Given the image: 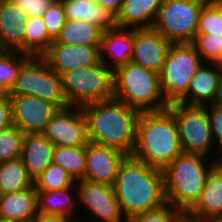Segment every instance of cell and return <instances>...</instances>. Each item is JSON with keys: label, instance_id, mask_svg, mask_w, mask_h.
<instances>
[{"label": "cell", "instance_id": "1", "mask_svg": "<svg viewBox=\"0 0 222 222\" xmlns=\"http://www.w3.org/2000/svg\"><path fill=\"white\" fill-rule=\"evenodd\" d=\"M113 189L125 219L167 203L162 170L132 155L121 161Z\"/></svg>", "mask_w": 222, "mask_h": 222}, {"label": "cell", "instance_id": "2", "mask_svg": "<svg viewBox=\"0 0 222 222\" xmlns=\"http://www.w3.org/2000/svg\"><path fill=\"white\" fill-rule=\"evenodd\" d=\"M91 142L131 155L136 144V125L140 112L122 101L110 99L81 108Z\"/></svg>", "mask_w": 222, "mask_h": 222}, {"label": "cell", "instance_id": "3", "mask_svg": "<svg viewBox=\"0 0 222 222\" xmlns=\"http://www.w3.org/2000/svg\"><path fill=\"white\" fill-rule=\"evenodd\" d=\"M181 153L173 114L168 109L140 112L136 125V144L131 155L151 167L163 170Z\"/></svg>", "mask_w": 222, "mask_h": 222}, {"label": "cell", "instance_id": "4", "mask_svg": "<svg viewBox=\"0 0 222 222\" xmlns=\"http://www.w3.org/2000/svg\"><path fill=\"white\" fill-rule=\"evenodd\" d=\"M201 154L181 153L163 170L166 200L181 212H187L198 200L210 170L216 165ZM211 163V164H210Z\"/></svg>", "mask_w": 222, "mask_h": 222}, {"label": "cell", "instance_id": "5", "mask_svg": "<svg viewBox=\"0 0 222 222\" xmlns=\"http://www.w3.org/2000/svg\"><path fill=\"white\" fill-rule=\"evenodd\" d=\"M113 97L139 112L167 109L159 74L129 62L113 71Z\"/></svg>", "mask_w": 222, "mask_h": 222}, {"label": "cell", "instance_id": "6", "mask_svg": "<svg viewBox=\"0 0 222 222\" xmlns=\"http://www.w3.org/2000/svg\"><path fill=\"white\" fill-rule=\"evenodd\" d=\"M61 79L69 106L82 108L113 97V71L102 61L66 71Z\"/></svg>", "mask_w": 222, "mask_h": 222}, {"label": "cell", "instance_id": "7", "mask_svg": "<svg viewBox=\"0 0 222 222\" xmlns=\"http://www.w3.org/2000/svg\"><path fill=\"white\" fill-rule=\"evenodd\" d=\"M203 63L192 43H172L159 74L169 104L178 102L187 93L191 78Z\"/></svg>", "mask_w": 222, "mask_h": 222}, {"label": "cell", "instance_id": "8", "mask_svg": "<svg viewBox=\"0 0 222 222\" xmlns=\"http://www.w3.org/2000/svg\"><path fill=\"white\" fill-rule=\"evenodd\" d=\"M9 95H30L54 103L60 108L69 106L63 92L61 75L51 70L42 57L30 56L23 63Z\"/></svg>", "mask_w": 222, "mask_h": 222}, {"label": "cell", "instance_id": "9", "mask_svg": "<svg viewBox=\"0 0 222 222\" xmlns=\"http://www.w3.org/2000/svg\"><path fill=\"white\" fill-rule=\"evenodd\" d=\"M207 0H163L153 28L172 43H192Z\"/></svg>", "mask_w": 222, "mask_h": 222}, {"label": "cell", "instance_id": "10", "mask_svg": "<svg viewBox=\"0 0 222 222\" xmlns=\"http://www.w3.org/2000/svg\"><path fill=\"white\" fill-rule=\"evenodd\" d=\"M167 109L173 114L183 153L201 154L210 157L214 146L210 120L206 106L170 103Z\"/></svg>", "mask_w": 222, "mask_h": 222}, {"label": "cell", "instance_id": "11", "mask_svg": "<svg viewBox=\"0 0 222 222\" xmlns=\"http://www.w3.org/2000/svg\"><path fill=\"white\" fill-rule=\"evenodd\" d=\"M77 182L74 188L77 195L75 194L74 198H78L82 207L85 206L86 211L88 210L94 216V218L91 217L93 222H126L113 186L86 179Z\"/></svg>", "mask_w": 222, "mask_h": 222}, {"label": "cell", "instance_id": "12", "mask_svg": "<svg viewBox=\"0 0 222 222\" xmlns=\"http://www.w3.org/2000/svg\"><path fill=\"white\" fill-rule=\"evenodd\" d=\"M42 134L55 146L79 147L89 143L86 119L80 107L60 108Z\"/></svg>", "mask_w": 222, "mask_h": 222}, {"label": "cell", "instance_id": "13", "mask_svg": "<svg viewBox=\"0 0 222 222\" xmlns=\"http://www.w3.org/2000/svg\"><path fill=\"white\" fill-rule=\"evenodd\" d=\"M13 126L25 133H42L60 109L54 103L35 96L10 95Z\"/></svg>", "mask_w": 222, "mask_h": 222}, {"label": "cell", "instance_id": "14", "mask_svg": "<svg viewBox=\"0 0 222 222\" xmlns=\"http://www.w3.org/2000/svg\"><path fill=\"white\" fill-rule=\"evenodd\" d=\"M172 42L153 27L134 29L131 62L160 74Z\"/></svg>", "mask_w": 222, "mask_h": 222}, {"label": "cell", "instance_id": "15", "mask_svg": "<svg viewBox=\"0 0 222 222\" xmlns=\"http://www.w3.org/2000/svg\"><path fill=\"white\" fill-rule=\"evenodd\" d=\"M100 46L63 45L53 41L41 56L59 75L75 68L89 67L100 61Z\"/></svg>", "mask_w": 222, "mask_h": 222}, {"label": "cell", "instance_id": "16", "mask_svg": "<svg viewBox=\"0 0 222 222\" xmlns=\"http://www.w3.org/2000/svg\"><path fill=\"white\" fill-rule=\"evenodd\" d=\"M125 156L118 149L89 141L86 145L84 179L113 186L119 165Z\"/></svg>", "mask_w": 222, "mask_h": 222}, {"label": "cell", "instance_id": "17", "mask_svg": "<svg viewBox=\"0 0 222 222\" xmlns=\"http://www.w3.org/2000/svg\"><path fill=\"white\" fill-rule=\"evenodd\" d=\"M28 15L10 0H0V49L24 54L25 21Z\"/></svg>", "mask_w": 222, "mask_h": 222}, {"label": "cell", "instance_id": "18", "mask_svg": "<svg viewBox=\"0 0 222 222\" xmlns=\"http://www.w3.org/2000/svg\"><path fill=\"white\" fill-rule=\"evenodd\" d=\"M134 46V28L116 27L110 31H103L100 43V61L114 71L116 68L131 62ZM107 54V57L105 56ZM106 58L110 61H107Z\"/></svg>", "mask_w": 222, "mask_h": 222}, {"label": "cell", "instance_id": "19", "mask_svg": "<svg viewBox=\"0 0 222 222\" xmlns=\"http://www.w3.org/2000/svg\"><path fill=\"white\" fill-rule=\"evenodd\" d=\"M54 148L42 133L24 134L21 158L33 181L53 162Z\"/></svg>", "mask_w": 222, "mask_h": 222}, {"label": "cell", "instance_id": "20", "mask_svg": "<svg viewBox=\"0 0 222 222\" xmlns=\"http://www.w3.org/2000/svg\"><path fill=\"white\" fill-rule=\"evenodd\" d=\"M187 213L204 220L222 218V170L218 166L210 170L198 200Z\"/></svg>", "mask_w": 222, "mask_h": 222}, {"label": "cell", "instance_id": "21", "mask_svg": "<svg viewBox=\"0 0 222 222\" xmlns=\"http://www.w3.org/2000/svg\"><path fill=\"white\" fill-rule=\"evenodd\" d=\"M67 20H82L110 31L117 27L116 15L95 0H61Z\"/></svg>", "mask_w": 222, "mask_h": 222}, {"label": "cell", "instance_id": "22", "mask_svg": "<svg viewBox=\"0 0 222 222\" xmlns=\"http://www.w3.org/2000/svg\"><path fill=\"white\" fill-rule=\"evenodd\" d=\"M208 64L203 63L195 72L189 83L187 93L178 102L198 106L213 104L220 71L215 63Z\"/></svg>", "mask_w": 222, "mask_h": 222}, {"label": "cell", "instance_id": "23", "mask_svg": "<svg viewBox=\"0 0 222 222\" xmlns=\"http://www.w3.org/2000/svg\"><path fill=\"white\" fill-rule=\"evenodd\" d=\"M38 215L35 185L24 190L2 194L0 217L14 222H32Z\"/></svg>", "mask_w": 222, "mask_h": 222}, {"label": "cell", "instance_id": "24", "mask_svg": "<svg viewBox=\"0 0 222 222\" xmlns=\"http://www.w3.org/2000/svg\"><path fill=\"white\" fill-rule=\"evenodd\" d=\"M163 0H124L116 16L117 27L151 28Z\"/></svg>", "mask_w": 222, "mask_h": 222}, {"label": "cell", "instance_id": "25", "mask_svg": "<svg viewBox=\"0 0 222 222\" xmlns=\"http://www.w3.org/2000/svg\"><path fill=\"white\" fill-rule=\"evenodd\" d=\"M103 31L82 20H67L55 42L63 45L100 46Z\"/></svg>", "mask_w": 222, "mask_h": 222}, {"label": "cell", "instance_id": "26", "mask_svg": "<svg viewBox=\"0 0 222 222\" xmlns=\"http://www.w3.org/2000/svg\"><path fill=\"white\" fill-rule=\"evenodd\" d=\"M74 185L76 186V182L72 186L56 191L37 190L38 213L66 215L73 218L72 210L76 209L74 207L78 204L75 199H72Z\"/></svg>", "mask_w": 222, "mask_h": 222}, {"label": "cell", "instance_id": "27", "mask_svg": "<svg viewBox=\"0 0 222 222\" xmlns=\"http://www.w3.org/2000/svg\"><path fill=\"white\" fill-rule=\"evenodd\" d=\"M34 185L21 157L0 163V193L8 194Z\"/></svg>", "mask_w": 222, "mask_h": 222}, {"label": "cell", "instance_id": "28", "mask_svg": "<svg viewBox=\"0 0 222 222\" xmlns=\"http://www.w3.org/2000/svg\"><path fill=\"white\" fill-rule=\"evenodd\" d=\"M24 25L26 28L24 54L33 57H41L54 41L48 34L43 18L29 16Z\"/></svg>", "mask_w": 222, "mask_h": 222}, {"label": "cell", "instance_id": "29", "mask_svg": "<svg viewBox=\"0 0 222 222\" xmlns=\"http://www.w3.org/2000/svg\"><path fill=\"white\" fill-rule=\"evenodd\" d=\"M53 163L66 170L75 182L83 180L86 169V146H55Z\"/></svg>", "mask_w": 222, "mask_h": 222}, {"label": "cell", "instance_id": "30", "mask_svg": "<svg viewBox=\"0 0 222 222\" xmlns=\"http://www.w3.org/2000/svg\"><path fill=\"white\" fill-rule=\"evenodd\" d=\"M30 56L0 49V93H9L16 83L18 71Z\"/></svg>", "mask_w": 222, "mask_h": 222}, {"label": "cell", "instance_id": "31", "mask_svg": "<svg viewBox=\"0 0 222 222\" xmlns=\"http://www.w3.org/2000/svg\"><path fill=\"white\" fill-rule=\"evenodd\" d=\"M74 183L68 172L53 162L34 180L36 190L43 191H56Z\"/></svg>", "mask_w": 222, "mask_h": 222}, {"label": "cell", "instance_id": "32", "mask_svg": "<svg viewBox=\"0 0 222 222\" xmlns=\"http://www.w3.org/2000/svg\"><path fill=\"white\" fill-rule=\"evenodd\" d=\"M197 33L222 36V4L218 0H207L203 4Z\"/></svg>", "mask_w": 222, "mask_h": 222}, {"label": "cell", "instance_id": "33", "mask_svg": "<svg viewBox=\"0 0 222 222\" xmlns=\"http://www.w3.org/2000/svg\"><path fill=\"white\" fill-rule=\"evenodd\" d=\"M24 133L16 126L0 131V163L21 157Z\"/></svg>", "mask_w": 222, "mask_h": 222}, {"label": "cell", "instance_id": "34", "mask_svg": "<svg viewBox=\"0 0 222 222\" xmlns=\"http://www.w3.org/2000/svg\"><path fill=\"white\" fill-rule=\"evenodd\" d=\"M192 44L204 62L214 63L222 56V36L197 33Z\"/></svg>", "mask_w": 222, "mask_h": 222}, {"label": "cell", "instance_id": "35", "mask_svg": "<svg viewBox=\"0 0 222 222\" xmlns=\"http://www.w3.org/2000/svg\"><path fill=\"white\" fill-rule=\"evenodd\" d=\"M180 213V210L167 202L156 209L134 215L126 219V222H175Z\"/></svg>", "mask_w": 222, "mask_h": 222}, {"label": "cell", "instance_id": "36", "mask_svg": "<svg viewBox=\"0 0 222 222\" xmlns=\"http://www.w3.org/2000/svg\"><path fill=\"white\" fill-rule=\"evenodd\" d=\"M42 18L48 34L55 40L66 21L61 0H54Z\"/></svg>", "mask_w": 222, "mask_h": 222}, {"label": "cell", "instance_id": "37", "mask_svg": "<svg viewBox=\"0 0 222 222\" xmlns=\"http://www.w3.org/2000/svg\"><path fill=\"white\" fill-rule=\"evenodd\" d=\"M15 6L29 16L43 17L54 0H10Z\"/></svg>", "mask_w": 222, "mask_h": 222}, {"label": "cell", "instance_id": "38", "mask_svg": "<svg viewBox=\"0 0 222 222\" xmlns=\"http://www.w3.org/2000/svg\"><path fill=\"white\" fill-rule=\"evenodd\" d=\"M209 107V108H208ZM207 114L210 120L213 140L219 142L218 148H222V107L215 104L206 105ZM209 109V110H208Z\"/></svg>", "mask_w": 222, "mask_h": 222}, {"label": "cell", "instance_id": "39", "mask_svg": "<svg viewBox=\"0 0 222 222\" xmlns=\"http://www.w3.org/2000/svg\"><path fill=\"white\" fill-rule=\"evenodd\" d=\"M13 126L12 103L9 93H0V131Z\"/></svg>", "mask_w": 222, "mask_h": 222}, {"label": "cell", "instance_id": "40", "mask_svg": "<svg viewBox=\"0 0 222 222\" xmlns=\"http://www.w3.org/2000/svg\"><path fill=\"white\" fill-rule=\"evenodd\" d=\"M73 218L66 215H53L46 213H38L32 222H72Z\"/></svg>", "mask_w": 222, "mask_h": 222}, {"label": "cell", "instance_id": "41", "mask_svg": "<svg viewBox=\"0 0 222 222\" xmlns=\"http://www.w3.org/2000/svg\"><path fill=\"white\" fill-rule=\"evenodd\" d=\"M95 1L98 2L104 8L110 10L116 16L120 12L124 2V0H95Z\"/></svg>", "mask_w": 222, "mask_h": 222}, {"label": "cell", "instance_id": "42", "mask_svg": "<svg viewBox=\"0 0 222 222\" xmlns=\"http://www.w3.org/2000/svg\"><path fill=\"white\" fill-rule=\"evenodd\" d=\"M175 222H207V220L194 217L187 212H181Z\"/></svg>", "mask_w": 222, "mask_h": 222}, {"label": "cell", "instance_id": "43", "mask_svg": "<svg viewBox=\"0 0 222 222\" xmlns=\"http://www.w3.org/2000/svg\"><path fill=\"white\" fill-rule=\"evenodd\" d=\"M213 104L222 107V72H220Z\"/></svg>", "mask_w": 222, "mask_h": 222}, {"label": "cell", "instance_id": "44", "mask_svg": "<svg viewBox=\"0 0 222 222\" xmlns=\"http://www.w3.org/2000/svg\"><path fill=\"white\" fill-rule=\"evenodd\" d=\"M220 151V156H219V160L216 159L217 161H215L216 166H218L221 170H222V148L219 150Z\"/></svg>", "mask_w": 222, "mask_h": 222}, {"label": "cell", "instance_id": "45", "mask_svg": "<svg viewBox=\"0 0 222 222\" xmlns=\"http://www.w3.org/2000/svg\"><path fill=\"white\" fill-rule=\"evenodd\" d=\"M214 63L216 65L217 69L220 72H222V56L218 60H216Z\"/></svg>", "mask_w": 222, "mask_h": 222}, {"label": "cell", "instance_id": "46", "mask_svg": "<svg viewBox=\"0 0 222 222\" xmlns=\"http://www.w3.org/2000/svg\"><path fill=\"white\" fill-rule=\"evenodd\" d=\"M207 222H222V218H219V219H207Z\"/></svg>", "mask_w": 222, "mask_h": 222}, {"label": "cell", "instance_id": "47", "mask_svg": "<svg viewBox=\"0 0 222 222\" xmlns=\"http://www.w3.org/2000/svg\"><path fill=\"white\" fill-rule=\"evenodd\" d=\"M0 222H14V221H10V220H7V219L0 218Z\"/></svg>", "mask_w": 222, "mask_h": 222}]
</instances>
